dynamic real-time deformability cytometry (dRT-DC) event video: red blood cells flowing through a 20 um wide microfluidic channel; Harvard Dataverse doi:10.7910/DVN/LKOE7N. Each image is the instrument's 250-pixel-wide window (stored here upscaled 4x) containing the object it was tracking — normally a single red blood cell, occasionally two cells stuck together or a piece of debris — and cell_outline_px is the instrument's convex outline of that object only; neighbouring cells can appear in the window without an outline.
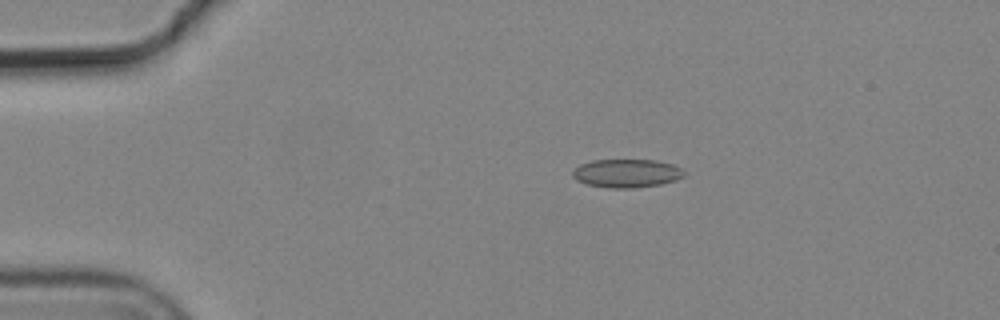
{"species": "common noctule bat (a hibernating species)", "species_latin": "Nyctalus noctula", "temperature_condition": "cold", "stored_images_in_passage": 7, "camera_frame_rate_fps": 3000, "um_per_image_px": 0.085, "animal": {"sex": "male", "body_mass_g": 19.2, "forearm_length_mm": 51.8}, "frame": {"image": 1, "passage_image": 2, "time_ms": 0.333, "image_size_px": [1000, 320], "cell_outline_px": [[684, 176], [676, 180], [660, 184], [632, 188], [608, 188], [584, 184], [576, 180], [572, 176], [572, 172], [580, 164], [592, 160], [656, 160], [672, 164], [680, 168], [684, 172]], "centroid_in_image_um": [53.23, 14.73], "position_along_channel_um": 31.8, "area_um2": 18.5}}
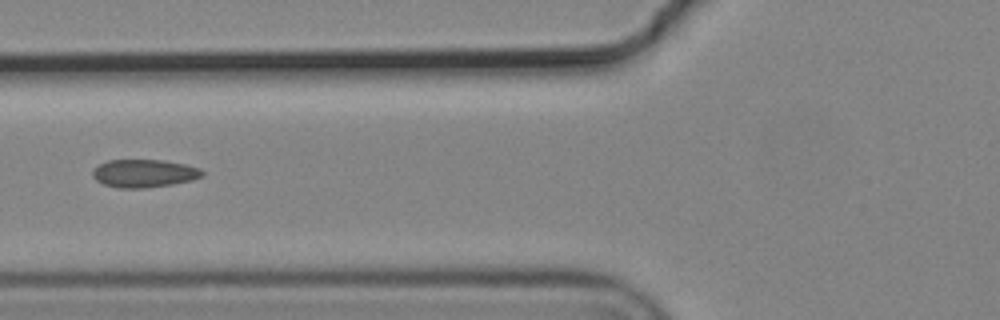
{"frame": {"image": 2, "passage_image": 5, "time_ms": 1.333, "image_size_px": [1000, 320], "cell_outline_px": [[204, 176], [192, 180], [172, 184], [144, 188], [116, 188], [104, 184], [96, 180], [92, 176], [92, 172], [100, 164], [108, 160], [164, 160], [184, 164], [200, 168], [204, 172]], "centroid_in_image_um": [12.26, 14.74], "position_along_channel_um": 113.5, "area_um2": 17.86}}
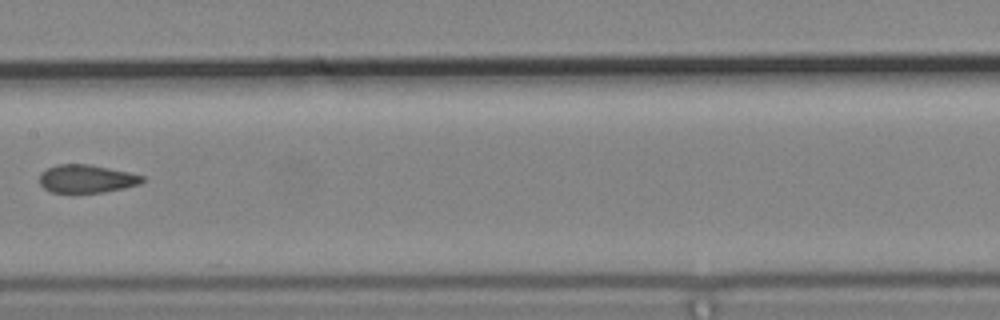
{"frame": {"image": 3, "passage_image": 7, "time_ms": 2.0, "image_size_px": [1000, 320], "cell_outline_px": [[144, 180], [140, 184], [124, 188], [104, 192], [52, 192], [44, 188], [40, 184], [40, 172], [56, 164], [88, 164], [128, 172], [144, 176]], "centroid_in_image_um": [7.35, 15.19], "position_along_channel_um": 200.0, "area_um2": 16.7}}